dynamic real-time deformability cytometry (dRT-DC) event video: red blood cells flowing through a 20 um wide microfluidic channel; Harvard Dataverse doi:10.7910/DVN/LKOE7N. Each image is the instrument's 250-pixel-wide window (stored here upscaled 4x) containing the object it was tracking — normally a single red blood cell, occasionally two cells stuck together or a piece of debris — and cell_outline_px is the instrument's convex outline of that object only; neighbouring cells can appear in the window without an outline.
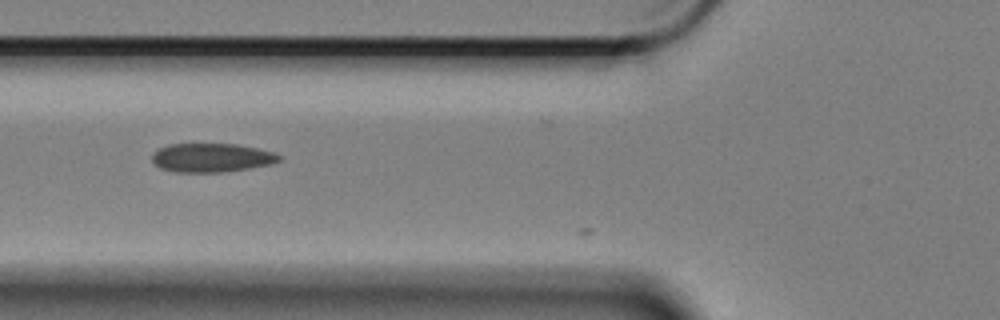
{"species": "Egyptian fruit bat (a non-hibernating species)", "species_latin": "Rousettus aegyptiacus", "temperature_condition": "cold", "stored_images_in_passage": 7, "camera_frame_rate_fps": 3000, "um_per_image_px": 0.085, "animal": {"sex": "female"}, "frame": {"image": 1, "passage_image": 6, "time_ms": 1.667, "image_size_px": [1000, 320], "cell_outline_px": [[284, 160], [272, 164], [224, 172], [176, 172], [160, 168], [152, 160], [152, 152], [168, 144], [236, 144], [256, 148], [272, 152], [284, 156]], "centroid_in_image_um": [18.02, 13.4], "position_along_channel_um": 107.8, "area_um2": 21.44}}